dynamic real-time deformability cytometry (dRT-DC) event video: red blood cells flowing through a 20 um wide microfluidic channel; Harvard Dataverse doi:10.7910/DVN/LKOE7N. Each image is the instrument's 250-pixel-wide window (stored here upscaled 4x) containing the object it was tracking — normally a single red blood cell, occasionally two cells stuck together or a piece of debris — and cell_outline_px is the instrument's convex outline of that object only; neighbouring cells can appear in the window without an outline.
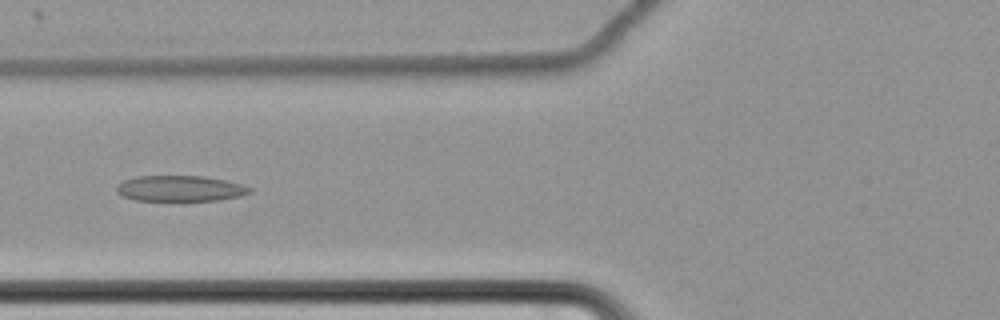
{"species": "common noctule bat (a hibernating species)", "species_latin": "Nyctalus noctula", "temperature_condition": "cold", "stored_images_in_passage": 52, "camera_frame_rate_fps": 3000, "um_per_image_px": 0.085, "animal": {"sex": "female", "body_mass_g": 22.7, "forearm_length_mm": 54.2}, "frame": {"image": 1, "passage_image": 16, "time_ms": 5.0, "image_size_px": [1000, 320], "cell_outline_px": [[252, 192], [240, 196], [220, 200], [136, 200], [124, 196], [116, 192], [116, 188], [124, 180], [136, 176], [204, 176], [244, 184], [252, 188]], "centroid_in_image_um": [15.36, 16.01], "position_along_channel_um": 110.4, "area_um2": 19.88}}
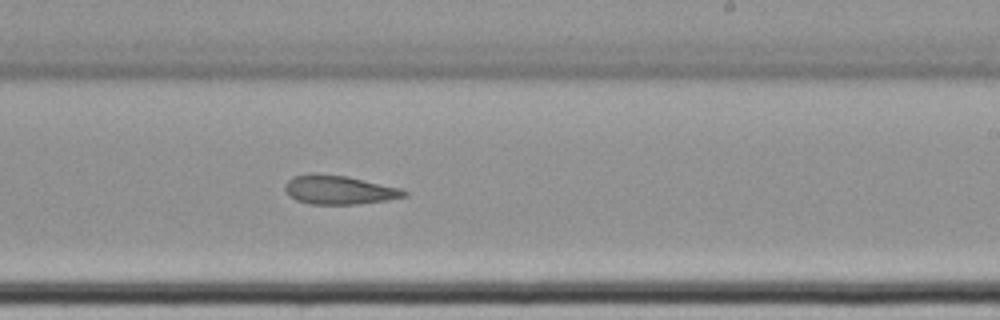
{"frame": {"image": 2, "passage_image": 29, "time_ms": 9.333, "image_size_px": [1000, 320], "cell_outline_px": [[408, 196], [388, 200], [360, 204], [308, 204], [296, 200], [288, 196], [284, 188], [284, 184], [292, 176], [312, 172], [348, 176], [400, 188], [408, 192]], "centroid_in_image_um": [28.78, 16.13], "position_along_channel_um": 260.2, "area_um2": 20.46}}
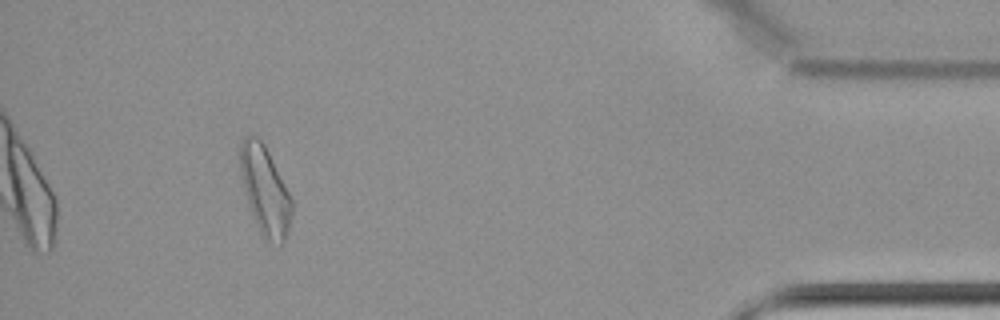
{"frame": {"image": 3, "passage_image": 47, "time_ms": 15.333, "image_size_px": [1000, 320], "cell_outline_px": [[292, 212], [288, 232], [284, 240], [280, 244], [264, 240], [252, 216], [244, 192], [240, 172], [240, 144], [244, 136], [256, 136], [264, 144], [292, 200]], "centroid_in_image_um": [22.5, 16.22], "position_along_channel_um": 412.7, "area_um2": 26.3}, "authors_computed_cell_mechanics": {"area_um2": 22.253, "velocity_mm_per_s": 3.4588, "shape_relaxation_time_tau1_ms": null, "shape_relaxation_time_tau2_ms": 5.7483, "deformation_change_tau1": null, "deformation_change_tau2": 0.1384}}